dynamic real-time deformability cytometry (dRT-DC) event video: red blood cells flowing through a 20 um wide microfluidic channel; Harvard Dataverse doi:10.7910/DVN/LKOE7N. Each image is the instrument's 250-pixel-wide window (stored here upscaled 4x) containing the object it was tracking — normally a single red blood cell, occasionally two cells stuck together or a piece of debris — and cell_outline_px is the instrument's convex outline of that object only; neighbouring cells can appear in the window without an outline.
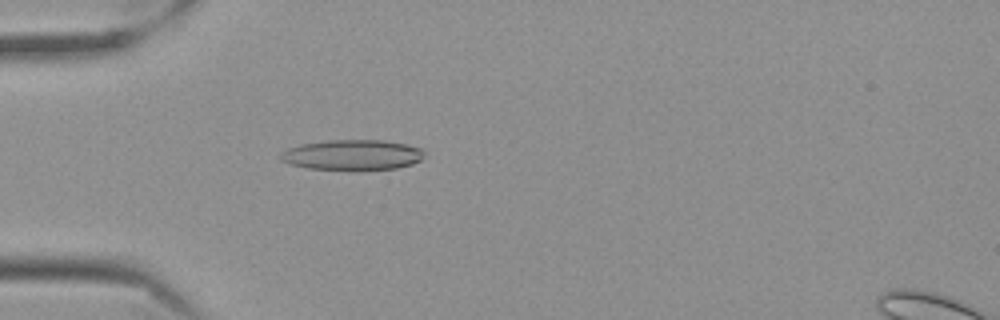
{"species": "Egyptian fruit bat (a non-hibernating species)", "species_latin": "Rousettus aegyptiacus", "temperature_condition": "cold", "stored_images_in_passage": 41, "camera_frame_rate_fps": 3000, "um_per_image_px": 0.085, "frame": {"image": 1, "passage_image": 1, "time_ms": 0.0, "image_size_px": [1000, 320], "cell_outline_px": [[424, 152], [420, 160], [412, 164], [396, 168], [308, 168], [292, 164], [280, 160], [280, 156], [288, 148], [300, 144], [328, 140], [384, 140], [408, 144], [420, 148]], "centroid_in_image_um": [29.97, 13.13], "position_along_channel_um": 55.0, "area_um2": 24.68}}
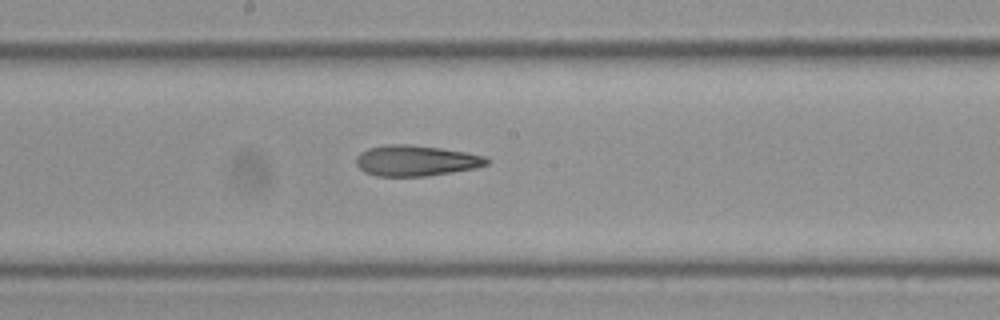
{"frame": {"image": 2, "passage_image": 15, "time_ms": 4.667, "image_size_px": [1000, 320], "cell_outline_px": [[488, 164], [476, 168], [452, 172], [424, 176], [376, 176], [364, 172], [356, 164], [356, 156], [360, 152], [368, 148], [388, 144], [408, 144], [440, 148], [464, 152], [484, 156], [488, 160]], "centroid_in_image_um": [35.31, 13.65], "position_along_channel_um": 212.9, "area_um2": 23.29}}
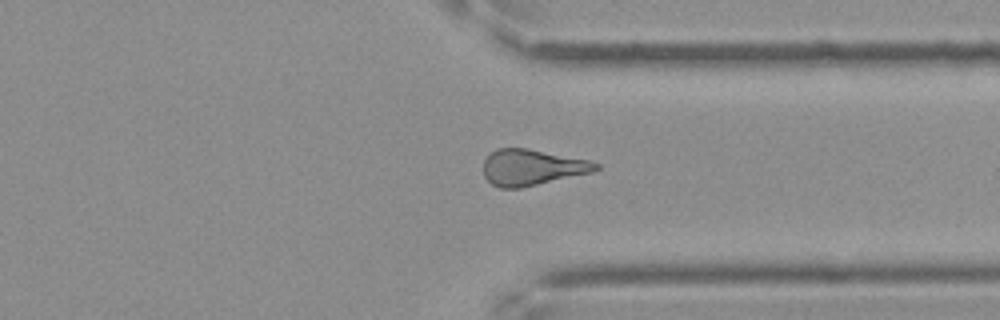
{"frame": {"image": 3, "passage_image": 28, "time_ms": 9.0, "image_size_px": [1000, 320], "cell_outline_px": [[600, 168], [592, 172], [520, 188], [500, 188], [492, 184], [484, 176], [484, 160], [496, 148], [528, 148], [588, 160], [600, 164]], "centroid_in_image_um": [45.21, 14.22], "position_along_channel_um": 366.2, "area_um2": 23.41}, "authors_computed_cell_mechanics": {"area_um2": 23.5246, "velocity_mm_per_s": 3.5434, "shape_relaxation_time_tau1_ms": 10.5356, "shape_relaxation_time_tau2_ms": 5.8239, "deformation_change_tau1": 0.2228, "deformation_change_tau2": 0.1787}}